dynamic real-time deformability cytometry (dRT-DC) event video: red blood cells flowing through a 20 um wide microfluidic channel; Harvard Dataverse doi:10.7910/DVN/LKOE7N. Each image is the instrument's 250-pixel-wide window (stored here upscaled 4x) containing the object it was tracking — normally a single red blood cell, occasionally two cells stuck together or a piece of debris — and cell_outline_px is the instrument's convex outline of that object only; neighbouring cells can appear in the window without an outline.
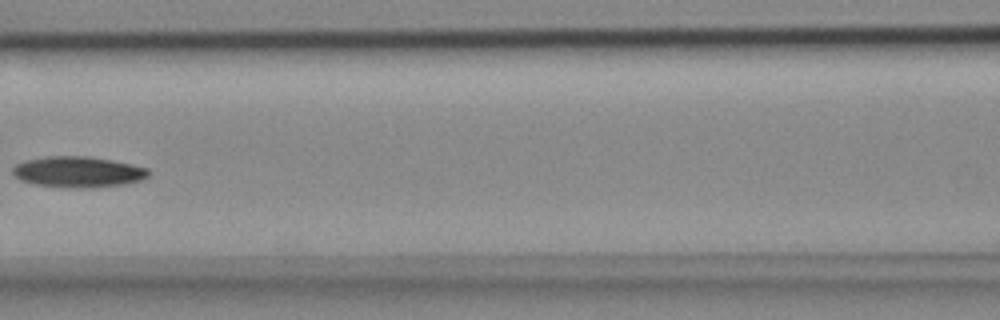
{"species": "common noctule bat (a hibernating species)", "species_latin": "Nyctalus noctula", "temperature_condition": "cold", "stored_images_in_passage": 6, "camera_frame_rate_fps": 3000, "um_per_image_px": 0.085, "animal": {"sex": "female", "body_mass_g": 18.4}, "frame": {"image": 1, "passage_image": 6, "time_ms": 1.667, "image_size_px": [1000, 320], "cell_outline_px": [[152, 172], [148, 176], [140, 180], [124, 184], [92, 188], [64, 188], [36, 184], [20, 180], [12, 172], [12, 168], [16, 164], [28, 160], [48, 156], [88, 156], [112, 160], [132, 164], [148, 168]], "centroid_in_image_um": [6.67, 14.62], "position_along_channel_um": 159.9, "area_um2": 24.57}}